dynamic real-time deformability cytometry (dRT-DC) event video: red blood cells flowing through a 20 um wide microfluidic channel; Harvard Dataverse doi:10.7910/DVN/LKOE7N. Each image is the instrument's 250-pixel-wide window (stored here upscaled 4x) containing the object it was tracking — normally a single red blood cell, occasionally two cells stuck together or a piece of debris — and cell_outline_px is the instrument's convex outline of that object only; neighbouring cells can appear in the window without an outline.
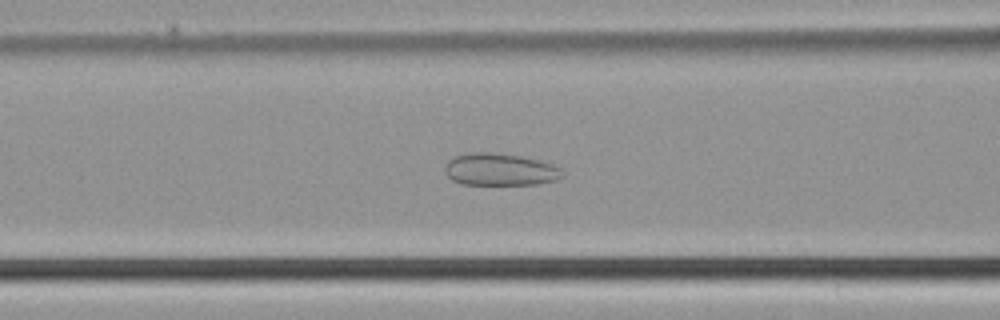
{"species": "common noctule bat (a hibernating species)", "species_latin": "Nyctalus noctula", "temperature_condition": "cold", "stored_images_in_passage": 44, "camera_frame_rate_fps": 3000, "um_per_image_px": 0.085, "animal": {"sex": "male", "body_mass_g": 21.5, "forearm_length_mm": 52.0}, "frame": {"image": 1, "passage_image": 19, "time_ms": 6.0, "image_size_px": [1000, 320], "cell_outline_px": [[564, 176], [556, 180], [536, 184], [460, 184], [452, 180], [444, 172], [444, 164], [448, 160], [456, 156], [472, 152], [488, 152], [520, 156], [552, 164], [560, 168]], "centroid_in_image_um": [42.46, 14.41], "position_along_channel_um": 124.1, "area_um2": 21.96}}
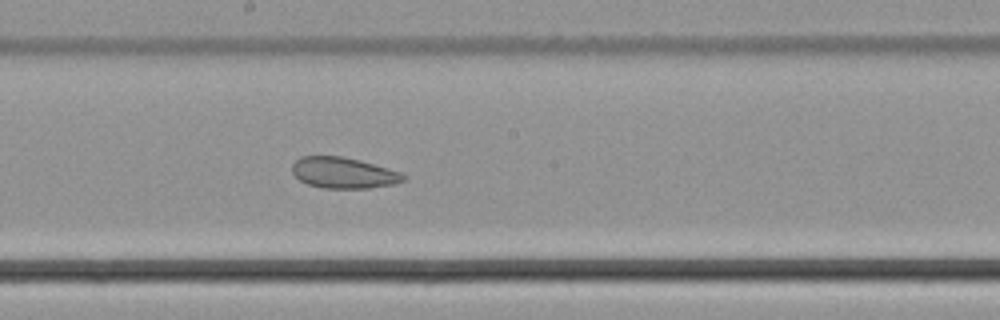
{"frame": {"image": 2, "passage_image": 26, "time_ms": 8.333, "image_size_px": [1000, 320], "cell_outline_px": [[408, 176], [404, 180], [392, 184], [368, 188], [324, 188], [308, 184], [300, 180], [292, 172], [292, 164], [300, 156], [340, 156], [360, 160], [388, 168], [400, 172]], "centroid_in_image_um": [29.19, 14.68], "position_along_channel_um": 219.0, "area_um2": 20.0}}
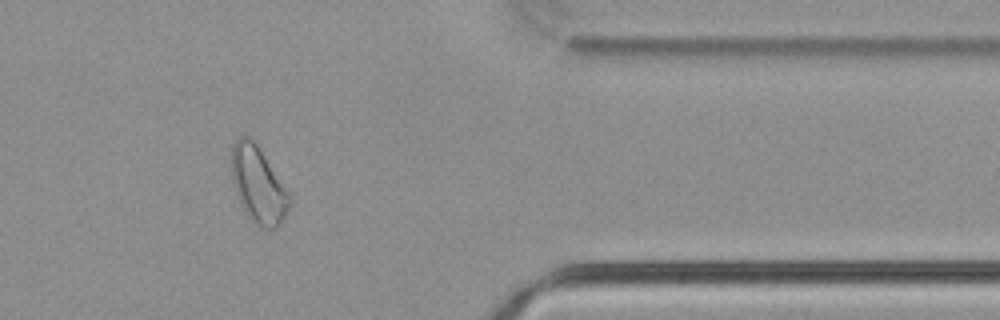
{"frame": {"image": 3, "passage_image": 40, "time_ms": 13.0, "image_size_px": [1000, 320], "cell_outline_px": [[292, 204], [280, 224], [276, 228], [260, 228], [244, 212], [240, 204], [232, 180], [232, 144], [240, 136], [248, 136], [260, 148], [292, 196]], "centroid_in_image_um": [21.97, 15.73], "position_along_channel_um": 389.4, "area_um2": 25.95}}